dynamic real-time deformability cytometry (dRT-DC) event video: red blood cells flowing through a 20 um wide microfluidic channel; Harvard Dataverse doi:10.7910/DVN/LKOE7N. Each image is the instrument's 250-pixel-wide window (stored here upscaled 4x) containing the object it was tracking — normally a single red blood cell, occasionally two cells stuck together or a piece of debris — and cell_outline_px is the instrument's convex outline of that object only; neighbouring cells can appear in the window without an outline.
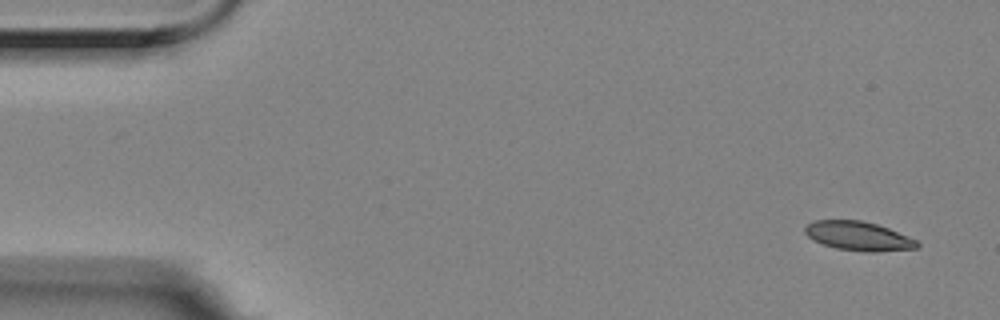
{"species": "Egyptian fruit bat (a non-hibernating species)", "species_latin": "Rousettus aegyptiacus", "temperature_condition": "room temperature", "stored_images_in_passage": 6, "camera_frame_rate_fps": 3000, "um_per_image_px": 0.085, "animal": {"sex": "female"}, "frame": {"image": 1, "passage_image": 1, "time_ms": 0.0, "image_size_px": [1000, 320], "cell_outline_px": [[920, 248], [876, 252], [868, 252], [836, 248], [812, 240], [804, 232], [804, 228], [808, 224], [816, 220], [860, 220], [876, 224], [888, 228], [908, 236], [916, 240], [920, 244]], "centroid_in_image_um": [72.98, 20.07], "position_along_channel_um": 12.0, "area_um2": 18.96}}